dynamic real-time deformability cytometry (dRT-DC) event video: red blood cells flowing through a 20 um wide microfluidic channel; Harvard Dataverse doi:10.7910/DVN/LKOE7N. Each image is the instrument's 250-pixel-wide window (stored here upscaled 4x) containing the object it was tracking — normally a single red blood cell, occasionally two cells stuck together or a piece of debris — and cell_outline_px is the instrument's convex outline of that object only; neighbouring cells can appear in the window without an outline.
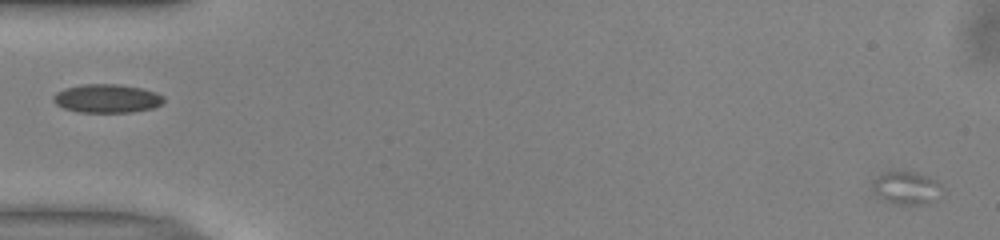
{"species": "common noctule bat (a hibernating species)", "species_latin": "Nyctalus noctula", "temperature_condition": "warm", "stored_images_in_passage": 23, "camera_frame_rate_fps": 3000, "um_per_image_px": 0.085, "animal": {"sex": "male", "body_mass_g": 13.0, "forearm_length_mm": 53.1}, "frame": {"image": 1, "passage_image": 1, "time_ms": 0.0, "image_size_px": [1000, 240], "cell_outline_px": [[944, 196], [928, 204], [896, 204], [880, 196], [872, 188], [872, 180], [888, 172], [912, 172], [928, 176], [936, 180], [944, 188]], "centroid_in_image_um": [77.17, 15.99], "position_along_channel_um": 7.8, "area_um2": 13.29}}